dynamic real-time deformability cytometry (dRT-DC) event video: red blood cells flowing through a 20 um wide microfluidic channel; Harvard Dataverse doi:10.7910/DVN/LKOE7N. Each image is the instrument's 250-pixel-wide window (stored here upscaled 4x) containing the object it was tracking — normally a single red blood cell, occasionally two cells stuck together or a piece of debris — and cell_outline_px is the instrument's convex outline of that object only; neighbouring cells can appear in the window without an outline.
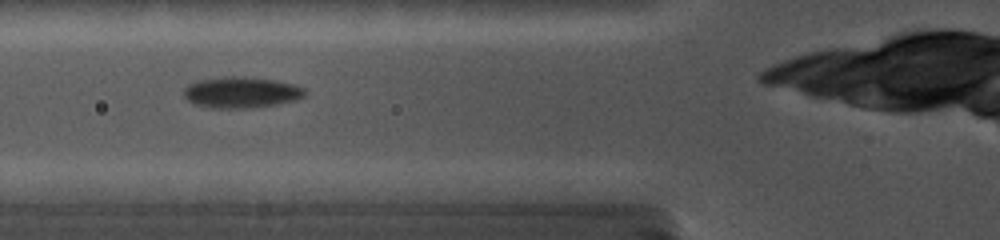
{"species": "common noctule bat (a hibernating species)", "species_latin": "Nyctalus noctula", "temperature_condition": "cold", "stored_images_in_passage": 6, "camera_frame_rate_fps": 5000, "um_per_image_px": 0.085, "animal": {"sex": "female", "body_mass_g": 19.0, "forearm_length_mm": 56.7}, "frame": {"image": 1, "passage_image": 5, "time_ms": 2.8, "image_size_px": [1000, 240], "cell_outline_px": [[308, 92], [304, 96], [296, 100], [276, 104], [248, 108], [212, 108], [192, 104], [184, 96], [184, 88], [188, 84], [196, 80], [232, 76], [244, 76], [272, 80], [292, 84], [304, 88]], "centroid_in_image_um": [20.48, 7.85], "position_along_channel_um": 105.3, "area_um2": 21.96}}
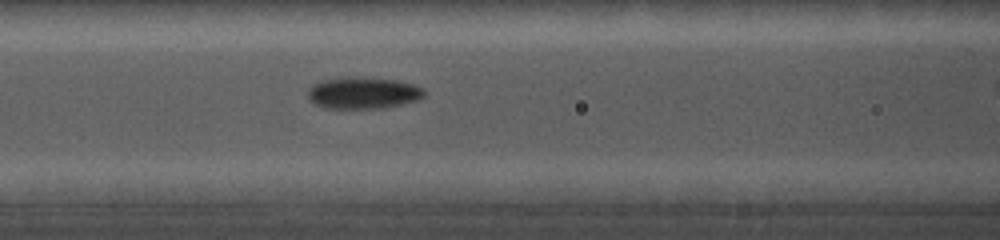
{"frame": {"image": 2, "passage_image": 6, "time_ms": 3.6, "image_size_px": [1000, 240], "cell_outline_px": [[428, 92], [420, 100], [380, 108], [320, 108], [312, 104], [308, 96], [308, 88], [312, 84], [320, 80], [396, 80], [416, 84], [424, 88]], "centroid_in_image_um": [30.89, 7.95], "position_along_channel_um": 135.7, "area_um2": 20.87}}